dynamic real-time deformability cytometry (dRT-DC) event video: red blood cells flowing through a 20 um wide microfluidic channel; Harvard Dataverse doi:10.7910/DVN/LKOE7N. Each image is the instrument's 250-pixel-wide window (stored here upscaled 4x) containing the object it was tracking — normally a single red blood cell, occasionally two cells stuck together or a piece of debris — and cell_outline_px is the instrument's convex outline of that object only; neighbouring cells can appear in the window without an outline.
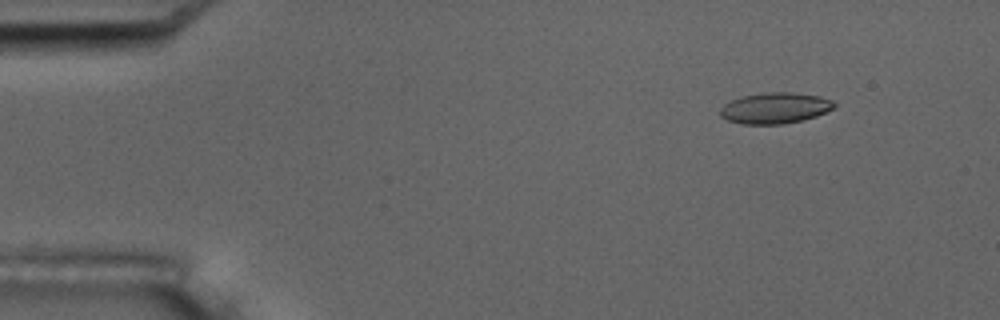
{"species": "common noctule bat (a hibernating species)", "species_latin": "Nyctalus noctula", "temperature_condition": "room temperature", "stored_images_in_passage": 57, "camera_frame_rate_fps": 3000, "um_per_image_px": 0.085, "animal": {"sex": "male", "body_mass_g": 17.5, "forearm_length_mm": 52.3}, "frame": {"image": 1, "passage_image": 7, "time_ms": 2.0, "image_size_px": [1000, 320], "cell_outline_px": [[836, 104], [832, 108], [816, 116], [804, 120], [784, 124], [744, 124], [728, 120], [720, 116], [720, 108], [724, 104], [740, 96], [764, 92], [792, 92], [820, 96], [832, 100]], "centroid_in_image_um": [65.86, 9.18], "position_along_channel_um": 19.1, "area_um2": 20.63}}
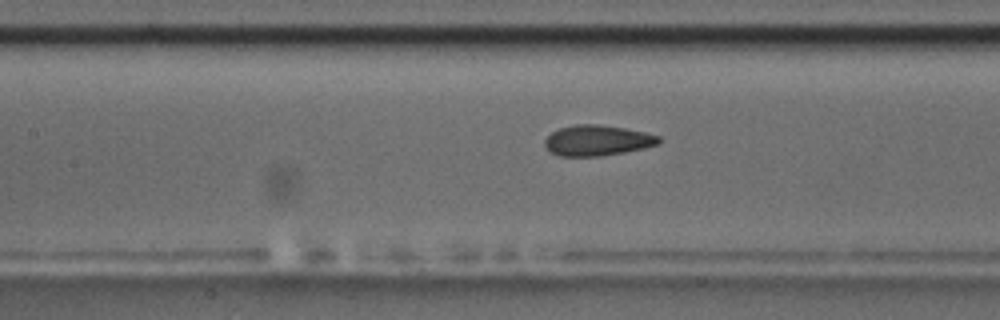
{"frame": {"image": 2, "passage_image": 26, "time_ms": 8.333, "image_size_px": [1000, 320], "cell_outline_px": [[660, 144], [644, 148], [624, 152], [600, 156], [560, 156], [548, 152], [544, 144], [544, 140], [552, 132], [560, 128], [576, 124], [596, 124], [624, 128], [644, 132], [660, 136]], "centroid_in_image_um": [50.75, 11.94], "position_along_channel_um": 156.6, "area_um2": 20.35}}
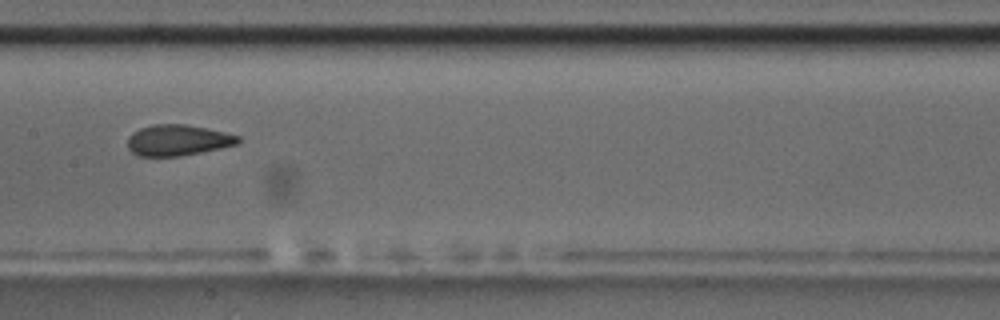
{"frame": {"image": 3, "passage_image": 29, "time_ms": 9.333, "image_size_px": [1000, 320], "cell_outline_px": [[240, 140], [236, 144], [220, 148], [180, 156], [140, 156], [132, 152], [128, 148], [128, 136], [132, 132], [140, 128], [152, 124], [184, 124], [208, 128], [240, 136]], "centroid_in_image_um": [15.09, 11.91], "position_along_channel_um": 192.3, "area_um2": 19.88}, "authors_computed_cell_mechanics": {"area_um2": 20.519, "velocity_mm_per_s": 3.5985, "shape_relaxation_time_tau1_ms": 7.6023, "shape_relaxation_time_tau2_ms": 1.4515, "deformation_change_tau1": 0.1655, "deformation_change_tau2": 0.0812}}